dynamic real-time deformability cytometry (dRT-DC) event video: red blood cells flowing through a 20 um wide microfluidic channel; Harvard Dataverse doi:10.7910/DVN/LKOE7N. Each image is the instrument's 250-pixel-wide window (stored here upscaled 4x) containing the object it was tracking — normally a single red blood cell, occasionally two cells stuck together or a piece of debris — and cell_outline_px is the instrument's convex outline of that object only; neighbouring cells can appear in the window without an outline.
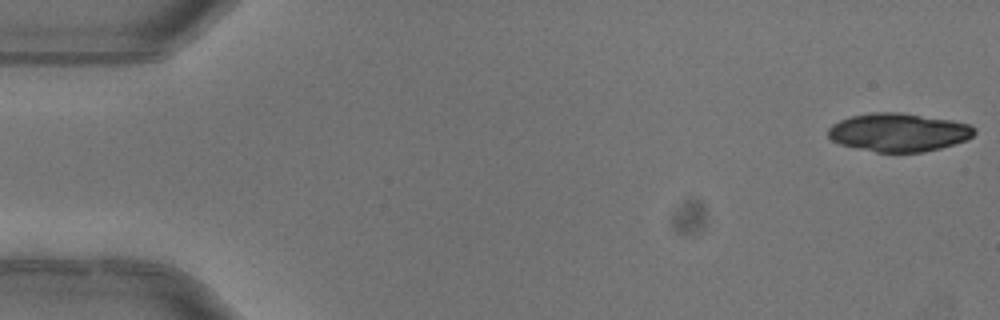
{"species": "common noctule bat (a hibernating species)", "species_latin": "Nyctalus noctula", "temperature_condition": "warm", "stored_images_in_passage": 6, "camera_frame_rate_fps": 3000, "um_per_image_px": 0.085, "animal": {"sex": "female"}, "frame": {"image": 1, "passage_image": 1, "time_ms": 0.0, "image_size_px": [1000, 320], "cell_outline_px": [[976, 132], [972, 136], [964, 140], [940, 148], [924, 152], [876, 152], [856, 148], [840, 144], [832, 140], [828, 136], [828, 128], [832, 124], [840, 120], [852, 116], [872, 112], [900, 112], [952, 120], [968, 124], [976, 128]], "centroid_in_image_um": [76.36, 11.24], "position_along_channel_um": 8.6, "area_um2": 32.6}}